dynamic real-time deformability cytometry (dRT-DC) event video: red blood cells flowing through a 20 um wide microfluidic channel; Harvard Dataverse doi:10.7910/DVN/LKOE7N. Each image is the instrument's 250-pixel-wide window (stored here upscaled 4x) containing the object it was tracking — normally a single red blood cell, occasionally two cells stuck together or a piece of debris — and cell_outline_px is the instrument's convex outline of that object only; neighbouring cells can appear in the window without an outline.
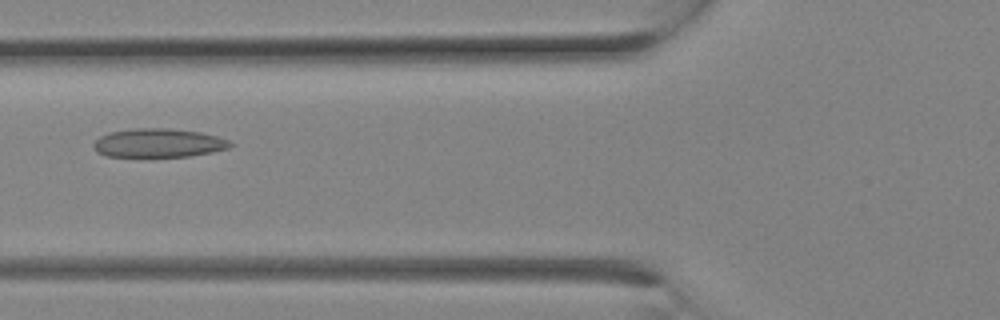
{"species": "Egyptian fruit bat (a non-hibernating species)", "species_latin": "Rousettus aegyptiacus", "temperature_condition": "room temperature", "stored_images_in_passage": 4, "camera_frame_rate_fps": 3000, "um_per_image_px": 0.085, "animal": {"sex": "female"}, "frame": {"image": 1, "passage_image": 3, "time_ms": 0.667, "image_size_px": [1000, 320], "cell_outline_px": [[232, 144], [228, 148], [212, 152], [188, 156], [108, 156], [96, 152], [92, 148], [92, 144], [100, 136], [112, 132], [136, 128], [168, 128], [200, 132], [216, 136], [228, 140]], "centroid_in_image_um": [13.44, 12.15], "position_along_channel_um": 112.4, "area_um2": 22.66}}